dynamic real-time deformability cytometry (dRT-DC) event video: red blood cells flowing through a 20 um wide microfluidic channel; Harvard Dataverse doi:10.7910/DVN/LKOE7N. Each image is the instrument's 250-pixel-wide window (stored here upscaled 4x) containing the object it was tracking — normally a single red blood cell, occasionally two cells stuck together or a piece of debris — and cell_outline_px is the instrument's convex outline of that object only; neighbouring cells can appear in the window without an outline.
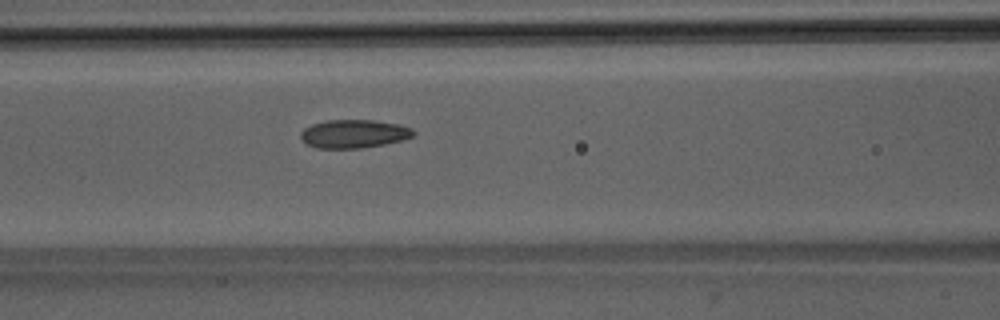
{"species": "Egyptian fruit bat (a non-hibernating species)", "species_latin": "Rousettus aegyptiacus", "temperature_condition": "room temperature", "stored_images_in_passage": 40, "camera_frame_rate_fps": 3000, "um_per_image_px": 0.085, "animal": {"sex": "male"}, "frame": {"image": 1, "passage_image": 12, "time_ms": 3.667, "image_size_px": [1000, 320], "cell_outline_px": [[416, 132], [412, 136], [404, 140], [384, 144], [360, 148], [316, 148], [308, 144], [300, 136], [300, 132], [304, 128], [312, 124], [324, 120], [372, 120], [400, 124], [412, 128]], "centroid_in_image_um": [30.1, 11.36], "position_along_channel_um": 136.5, "area_um2": 18.67}}
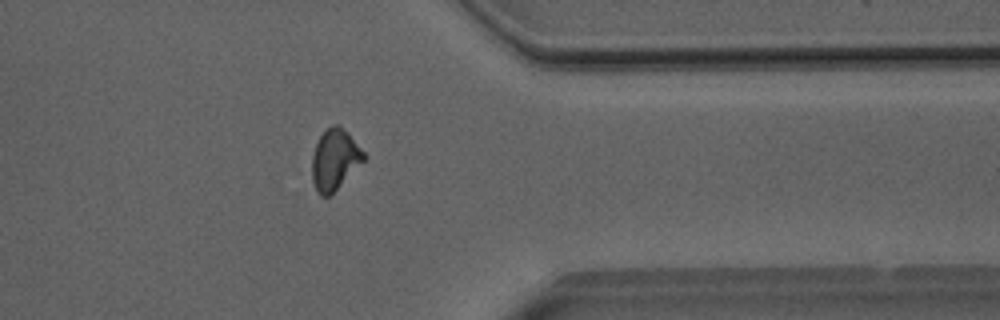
{"frame": {"image": 2, "passage_image": 31, "time_ms": 10.0, "image_size_px": [1000, 320], "cell_outline_px": [[364, 160], [328, 196], [320, 196], [316, 192], [312, 180], [312, 156], [316, 144], [320, 136], [332, 124], [336, 124], [348, 132], [364, 152]], "centroid_in_image_um": [28.42, 13.55], "position_along_channel_um": 383.0, "area_um2": 17.86}}
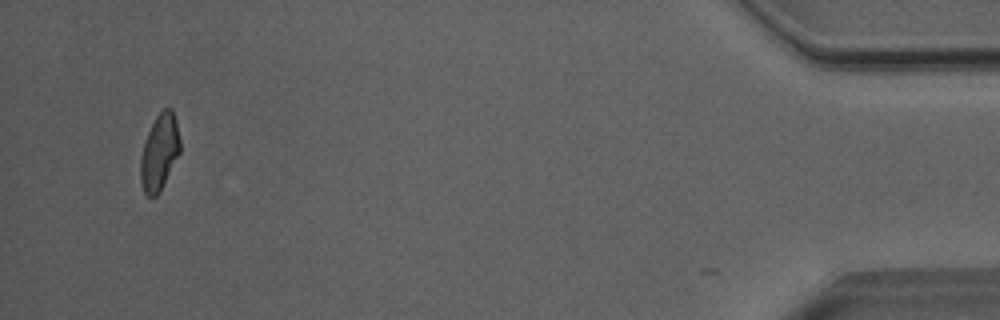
{"frame": {"image": 3, "passage_image": 39, "time_ms": 12.667, "image_size_px": [1000, 320], "cell_outline_px": [[180, 152], [160, 192], [156, 196], [148, 196], [144, 192], [140, 180], [140, 156], [144, 140], [156, 116], [164, 108], [172, 108], [176, 120], [180, 140]], "centroid_in_image_um": [13.54, 12.94], "position_along_channel_um": 421.7, "area_um2": 17.63}, "authors_computed_cell_mechanics": {"area_um2": 18.2937, "velocity_mm_per_s": 4.0482, "shape_relaxation_time_tau1_ms": 7.4421, "shape_relaxation_time_tau2_ms": 1.9818, "deformation_change_tau1": 0.1553, "deformation_change_tau2": 0.0807}}